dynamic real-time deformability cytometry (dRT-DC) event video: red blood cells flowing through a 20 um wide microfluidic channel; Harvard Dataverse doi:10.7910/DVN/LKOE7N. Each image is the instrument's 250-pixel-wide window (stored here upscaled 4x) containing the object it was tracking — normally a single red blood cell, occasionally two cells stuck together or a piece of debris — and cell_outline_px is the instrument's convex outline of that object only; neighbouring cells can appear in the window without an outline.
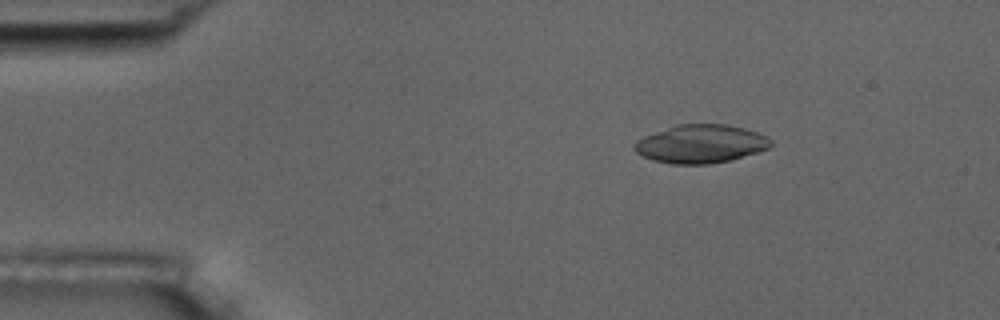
{"species": "common noctule bat (a hibernating species)", "species_latin": "Nyctalus noctula", "temperature_condition": "room temperature", "stored_images_in_passage": 5, "camera_frame_rate_fps": 3000, "um_per_image_px": 0.085, "animal": {"sex": "male", "body_mass_g": 17.5, "forearm_length_mm": 52.3}, "frame": {"image": 1, "passage_image": 3, "time_ms": 2.333, "image_size_px": [1000, 320], "cell_outline_px": [[772, 144], [768, 148], [732, 160], [708, 164], [672, 164], [652, 160], [636, 152], [632, 148], [636, 140], [644, 136], [676, 124], [724, 124], [744, 128], [768, 136], [772, 140]], "centroid_in_image_um": [59.55, 12.23], "position_along_channel_um": 25.4, "area_um2": 30.52}}